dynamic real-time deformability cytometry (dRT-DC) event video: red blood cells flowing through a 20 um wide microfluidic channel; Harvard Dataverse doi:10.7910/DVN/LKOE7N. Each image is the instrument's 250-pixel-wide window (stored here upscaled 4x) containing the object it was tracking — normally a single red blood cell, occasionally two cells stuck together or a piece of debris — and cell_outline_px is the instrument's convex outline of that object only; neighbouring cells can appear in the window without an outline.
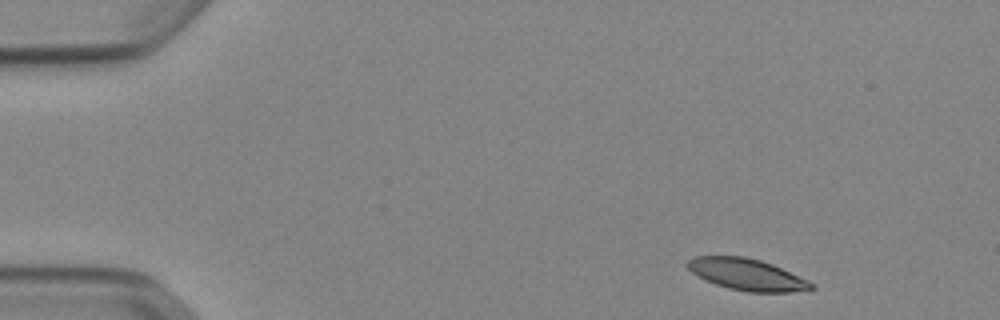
{"species": "Egyptian fruit bat (a non-hibernating species)", "species_latin": "Rousettus aegyptiacus", "temperature_condition": "cold", "stored_images_in_passage": 12, "camera_frame_rate_fps": 3000, "um_per_image_px": 0.085, "animal": {"sex": "female"}, "frame": {"image": 1, "passage_image": 1, "time_ms": 0.0, "image_size_px": [1000, 320], "cell_outline_px": [[816, 288], [788, 292], [748, 292], [728, 288], [704, 280], [692, 272], [684, 264], [692, 256], [744, 256], [760, 260], [772, 264], [808, 280], [816, 284]], "centroid_in_image_um": [63.46, 23.32], "position_along_channel_um": 21.5, "area_um2": 22.83}}